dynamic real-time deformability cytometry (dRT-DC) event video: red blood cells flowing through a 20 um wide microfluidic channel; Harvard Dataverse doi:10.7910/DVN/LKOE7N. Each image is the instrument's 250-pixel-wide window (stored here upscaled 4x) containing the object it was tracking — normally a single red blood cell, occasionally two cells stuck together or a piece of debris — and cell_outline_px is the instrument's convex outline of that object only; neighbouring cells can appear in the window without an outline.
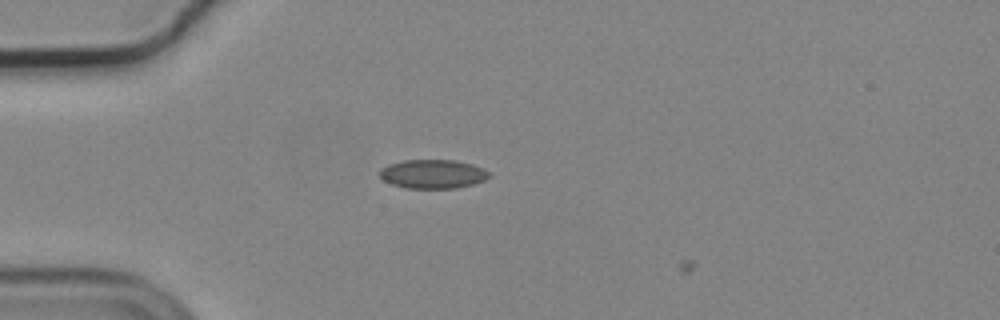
{"species": "common noctule bat (a hibernating species)", "species_latin": "Nyctalus noctula", "temperature_condition": "cold", "stored_images_in_passage": 5, "camera_frame_rate_fps": 3000, "um_per_image_px": 0.085, "animal": {"sex": "male", "body_mass_g": 19.2, "forearm_length_mm": 51.8}, "frame": {"image": 1, "passage_image": 4, "time_ms": 1.0, "image_size_px": [1000, 320], "cell_outline_px": [[492, 176], [484, 180], [472, 184], [456, 188], [408, 188], [392, 184], [384, 180], [380, 176], [380, 168], [388, 164], [404, 160], [456, 160], [472, 164], [484, 168]], "centroid_in_image_um": [36.8, 14.78], "position_along_channel_um": 48.2, "area_um2": 18.44}}